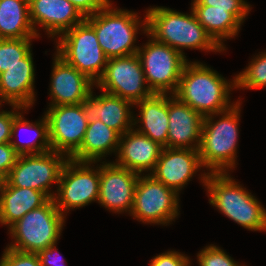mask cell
Instances as JSON below:
<instances>
[{
  "mask_svg": "<svg viewBox=\"0 0 266 266\" xmlns=\"http://www.w3.org/2000/svg\"><path fill=\"white\" fill-rule=\"evenodd\" d=\"M236 89L235 77L227 80L216 70L199 61H188L182 71L176 92L179 101L189 105L203 117L229 110L230 94Z\"/></svg>",
  "mask_w": 266,
  "mask_h": 266,
  "instance_id": "obj_1",
  "label": "cell"
},
{
  "mask_svg": "<svg viewBox=\"0 0 266 266\" xmlns=\"http://www.w3.org/2000/svg\"><path fill=\"white\" fill-rule=\"evenodd\" d=\"M203 171L199 180L207 190L210 205L247 230L266 231V208L258 198L235 181L230 172Z\"/></svg>",
  "mask_w": 266,
  "mask_h": 266,
  "instance_id": "obj_2",
  "label": "cell"
},
{
  "mask_svg": "<svg viewBox=\"0 0 266 266\" xmlns=\"http://www.w3.org/2000/svg\"><path fill=\"white\" fill-rule=\"evenodd\" d=\"M146 15L147 33L184 56V48L215 53L225 51L198 22L192 9L189 14L169 7L154 6L146 9Z\"/></svg>",
  "mask_w": 266,
  "mask_h": 266,
  "instance_id": "obj_3",
  "label": "cell"
},
{
  "mask_svg": "<svg viewBox=\"0 0 266 266\" xmlns=\"http://www.w3.org/2000/svg\"><path fill=\"white\" fill-rule=\"evenodd\" d=\"M240 101L238 99L225 112L204 117L198 153L208 173L235 170L242 105Z\"/></svg>",
  "mask_w": 266,
  "mask_h": 266,
  "instance_id": "obj_4",
  "label": "cell"
},
{
  "mask_svg": "<svg viewBox=\"0 0 266 266\" xmlns=\"http://www.w3.org/2000/svg\"><path fill=\"white\" fill-rule=\"evenodd\" d=\"M112 4L110 0L101 10L85 17V21L94 29L108 59L136 54L140 47L135 45L137 34L140 30L147 33L146 12L141 20L138 12L115 8Z\"/></svg>",
  "mask_w": 266,
  "mask_h": 266,
  "instance_id": "obj_5",
  "label": "cell"
},
{
  "mask_svg": "<svg viewBox=\"0 0 266 266\" xmlns=\"http://www.w3.org/2000/svg\"><path fill=\"white\" fill-rule=\"evenodd\" d=\"M65 220L54 199H49L8 229L12 242L7 247L20 252L38 253L60 240Z\"/></svg>",
  "mask_w": 266,
  "mask_h": 266,
  "instance_id": "obj_6",
  "label": "cell"
},
{
  "mask_svg": "<svg viewBox=\"0 0 266 266\" xmlns=\"http://www.w3.org/2000/svg\"><path fill=\"white\" fill-rule=\"evenodd\" d=\"M55 44V52L60 57L97 83L108 58L100 47L94 29L85 20L62 33Z\"/></svg>",
  "mask_w": 266,
  "mask_h": 266,
  "instance_id": "obj_7",
  "label": "cell"
},
{
  "mask_svg": "<svg viewBox=\"0 0 266 266\" xmlns=\"http://www.w3.org/2000/svg\"><path fill=\"white\" fill-rule=\"evenodd\" d=\"M94 164L97 162H78L70 158L65 162L53 198L65 217L70 210L98 202L100 165Z\"/></svg>",
  "mask_w": 266,
  "mask_h": 266,
  "instance_id": "obj_8",
  "label": "cell"
},
{
  "mask_svg": "<svg viewBox=\"0 0 266 266\" xmlns=\"http://www.w3.org/2000/svg\"><path fill=\"white\" fill-rule=\"evenodd\" d=\"M179 194L156 180L151 174H140L130 216L144 224H172L180 215Z\"/></svg>",
  "mask_w": 266,
  "mask_h": 266,
  "instance_id": "obj_9",
  "label": "cell"
},
{
  "mask_svg": "<svg viewBox=\"0 0 266 266\" xmlns=\"http://www.w3.org/2000/svg\"><path fill=\"white\" fill-rule=\"evenodd\" d=\"M146 36L149 40L143 47H139L137 54L147 85L153 93L173 95L189 60L174 48L156 41L148 33Z\"/></svg>",
  "mask_w": 266,
  "mask_h": 266,
  "instance_id": "obj_10",
  "label": "cell"
},
{
  "mask_svg": "<svg viewBox=\"0 0 266 266\" xmlns=\"http://www.w3.org/2000/svg\"><path fill=\"white\" fill-rule=\"evenodd\" d=\"M68 159L65 154L54 150L19 155L7 176V182L13 187L42 191L53 199L56 190L51 188L53 183L58 186L61 170Z\"/></svg>",
  "mask_w": 266,
  "mask_h": 266,
  "instance_id": "obj_11",
  "label": "cell"
},
{
  "mask_svg": "<svg viewBox=\"0 0 266 266\" xmlns=\"http://www.w3.org/2000/svg\"><path fill=\"white\" fill-rule=\"evenodd\" d=\"M96 87L100 91L130 101L133 105L154 94L147 85L137 53L109 58Z\"/></svg>",
  "mask_w": 266,
  "mask_h": 266,
  "instance_id": "obj_12",
  "label": "cell"
},
{
  "mask_svg": "<svg viewBox=\"0 0 266 266\" xmlns=\"http://www.w3.org/2000/svg\"><path fill=\"white\" fill-rule=\"evenodd\" d=\"M47 108L44 115L48 120L51 149L70 158L81 147L89 123L82 103Z\"/></svg>",
  "mask_w": 266,
  "mask_h": 266,
  "instance_id": "obj_13",
  "label": "cell"
},
{
  "mask_svg": "<svg viewBox=\"0 0 266 266\" xmlns=\"http://www.w3.org/2000/svg\"><path fill=\"white\" fill-rule=\"evenodd\" d=\"M98 202L110 212L131 213L138 173L116 165L113 161L100 162Z\"/></svg>",
  "mask_w": 266,
  "mask_h": 266,
  "instance_id": "obj_14",
  "label": "cell"
},
{
  "mask_svg": "<svg viewBox=\"0 0 266 266\" xmlns=\"http://www.w3.org/2000/svg\"><path fill=\"white\" fill-rule=\"evenodd\" d=\"M50 78L49 106L81 104L92 92L95 83L68 64L56 52Z\"/></svg>",
  "mask_w": 266,
  "mask_h": 266,
  "instance_id": "obj_15",
  "label": "cell"
},
{
  "mask_svg": "<svg viewBox=\"0 0 266 266\" xmlns=\"http://www.w3.org/2000/svg\"><path fill=\"white\" fill-rule=\"evenodd\" d=\"M202 168L198 150L164 147L150 174L180 194Z\"/></svg>",
  "mask_w": 266,
  "mask_h": 266,
  "instance_id": "obj_16",
  "label": "cell"
},
{
  "mask_svg": "<svg viewBox=\"0 0 266 266\" xmlns=\"http://www.w3.org/2000/svg\"><path fill=\"white\" fill-rule=\"evenodd\" d=\"M29 12L36 35H41L36 27L40 25L46 30L45 34L55 40L85 20L80 11L68 0H29Z\"/></svg>",
  "mask_w": 266,
  "mask_h": 266,
  "instance_id": "obj_17",
  "label": "cell"
},
{
  "mask_svg": "<svg viewBox=\"0 0 266 266\" xmlns=\"http://www.w3.org/2000/svg\"><path fill=\"white\" fill-rule=\"evenodd\" d=\"M168 148L198 150L204 117L168 94Z\"/></svg>",
  "mask_w": 266,
  "mask_h": 266,
  "instance_id": "obj_18",
  "label": "cell"
},
{
  "mask_svg": "<svg viewBox=\"0 0 266 266\" xmlns=\"http://www.w3.org/2000/svg\"><path fill=\"white\" fill-rule=\"evenodd\" d=\"M32 50L21 59V63L0 73V105L6 103L22 108L33 107L36 101L35 65Z\"/></svg>",
  "mask_w": 266,
  "mask_h": 266,
  "instance_id": "obj_19",
  "label": "cell"
},
{
  "mask_svg": "<svg viewBox=\"0 0 266 266\" xmlns=\"http://www.w3.org/2000/svg\"><path fill=\"white\" fill-rule=\"evenodd\" d=\"M163 148L133 127L120 136L117 158L113 162L138 174H150Z\"/></svg>",
  "mask_w": 266,
  "mask_h": 266,
  "instance_id": "obj_20",
  "label": "cell"
},
{
  "mask_svg": "<svg viewBox=\"0 0 266 266\" xmlns=\"http://www.w3.org/2000/svg\"><path fill=\"white\" fill-rule=\"evenodd\" d=\"M91 94L82 102V109L88 121L99 119L120 136L133 128L134 105L123 98L105 93Z\"/></svg>",
  "mask_w": 266,
  "mask_h": 266,
  "instance_id": "obj_21",
  "label": "cell"
},
{
  "mask_svg": "<svg viewBox=\"0 0 266 266\" xmlns=\"http://www.w3.org/2000/svg\"><path fill=\"white\" fill-rule=\"evenodd\" d=\"M134 106L136 108L138 106L139 114L137 117L134 114L133 127L162 147H167L168 94L154 93L135 103Z\"/></svg>",
  "mask_w": 266,
  "mask_h": 266,
  "instance_id": "obj_22",
  "label": "cell"
},
{
  "mask_svg": "<svg viewBox=\"0 0 266 266\" xmlns=\"http://www.w3.org/2000/svg\"><path fill=\"white\" fill-rule=\"evenodd\" d=\"M120 135L99 119L90 121L81 147L70 157L78 162H101L111 153L117 154Z\"/></svg>",
  "mask_w": 266,
  "mask_h": 266,
  "instance_id": "obj_23",
  "label": "cell"
},
{
  "mask_svg": "<svg viewBox=\"0 0 266 266\" xmlns=\"http://www.w3.org/2000/svg\"><path fill=\"white\" fill-rule=\"evenodd\" d=\"M49 199L42 191L13 187L7 182L0 195V224L9 229L26 213L44 205Z\"/></svg>",
  "mask_w": 266,
  "mask_h": 266,
  "instance_id": "obj_24",
  "label": "cell"
},
{
  "mask_svg": "<svg viewBox=\"0 0 266 266\" xmlns=\"http://www.w3.org/2000/svg\"><path fill=\"white\" fill-rule=\"evenodd\" d=\"M191 9L206 32L226 51L224 41L238 36L243 24L232 13L214 6L191 5Z\"/></svg>",
  "mask_w": 266,
  "mask_h": 266,
  "instance_id": "obj_25",
  "label": "cell"
},
{
  "mask_svg": "<svg viewBox=\"0 0 266 266\" xmlns=\"http://www.w3.org/2000/svg\"><path fill=\"white\" fill-rule=\"evenodd\" d=\"M39 38L30 20L29 0H0V39Z\"/></svg>",
  "mask_w": 266,
  "mask_h": 266,
  "instance_id": "obj_26",
  "label": "cell"
},
{
  "mask_svg": "<svg viewBox=\"0 0 266 266\" xmlns=\"http://www.w3.org/2000/svg\"><path fill=\"white\" fill-rule=\"evenodd\" d=\"M26 110H29V108H23L13 119L11 145L19 155L40 154L52 150L49 142L48 120L46 116H42V119L35 121V123L30 122L24 119L23 114L27 112ZM23 128L33 132L31 133V135L33 134L32 141L29 140L25 143L22 141L23 143H21L19 140H14L17 137V132Z\"/></svg>",
  "mask_w": 266,
  "mask_h": 266,
  "instance_id": "obj_27",
  "label": "cell"
},
{
  "mask_svg": "<svg viewBox=\"0 0 266 266\" xmlns=\"http://www.w3.org/2000/svg\"><path fill=\"white\" fill-rule=\"evenodd\" d=\"M256 56V57H255ZM244 70V71H243ZM235 74L236 89H262L266 87V51L254 55L248 66Z\"/></svg>",
  "mask_w": 266,
  "mask_h": 266,
  "instance_id": "obj_28",
  "label": "cell"
},
{
  "mask_svg": "<svg viewBox=\"0 0 266 266\" xmlns=\"http://www.w3.org/2000/svg\"><path fill=\"white\" fill-rule=\"evenodd\" d=\"M33 39L37 38L0 39V73L21 63V59L32 50Z\"/></svg>",
  "mask_w": 266,
  "mask_h": 266,
  "instance_id": "obj_29",
  "label": "cell"
},
{
  "mask_svg": "<svg viewBox=\"0 0 266 266\" xmlns=\"http://www.w3.org/2000/svg\"><path fill=\"white\" fill-rule=\"evenodd\" d=\"M199 266H246L241 265L217 245L205 246L197 253Z\"/></svg>",
  "mask_w": 266,
  "mask_h": 266,
  "instance_id": "obj_30",
  "label": "cell"
},
{
  "mask_svg": "<svg viewBox=\"0 0 266 266\" xmlns=\"http://www.w3.org/2000/svg\"><path fill=\"white\" fill-rule=\"evenodd\" d=\"M191 5L214 6V9L232 13L242 24L252 9L246 0H193Z\"/></svg>",
  "mask_w": 266,
  "mask_h": 266,
  "instance_id": "obj_31",
  "label": "cell"
},
{
  "mask_svg": "<svg viewBox=\"0 0 266 266\" xmlns=\"http://www.w3.org/2000/svg\"><path fill=\"white\" fill-rule=\"evenodd\" d=\"M3 266H41L37 253L20 252L6 247L0 259Z\"/></svg>",
  "mask_w": 266,
  "mask_h": 266,
  "instance_id": "obj_32",
  "label": "cell"
},
{
  "mask_svg": "<svg viewBox=\"0 0 266 266\" xmlns=\"http://www.w3.org/2000/svg\"><path fill=\"white\" fill-rule=\"evenodd\" d=\"M190 257L184 253L168 250L156 255L150 260L149 266H190Z\"/></svg>",
  "mask_w": 266,
  "mask_h": 266,
  "instance_id": "obj_33",
  "label": "cell"
},
{
  "mask_svg": "<svg viewBox=\"0 0 266 266\" xmlns=\"http://www.w3.org/2000/svg\"><path fill=\"white\" fill-rule=\"evenodd\" d=\"M1 107L2 105H0ZM10 107L12 108L10 111L0 109V144L10 142L13 119L23 109L16 105H10Z\"/></svg>",
  "mask_w": 266,
  "mask_h": 266,
  "instance_id": "obj_34",
  "label": "cell"
},
{
  "mask_svg": "<svg viewBox=\"0 0 266 266\" xmlns=\"http://www.w3.org/2000/svg\"><path fill=\"white\" fill-rule=\"evenodd\" d=\"M18 156L19 154L15 151L10 142L0 144V172L8 176Z\"/></svg>",
  "mask_w": 266,
  "mask_h": 266,
  "instance_id": "obj_35",
  "label": "cell"
},
{
  "mask_svg": "<svg viewBox=\"0 0 266 266\" xmlns=\"http://www.w3.org/2000/svg\"><path fill=\"white\" fill-rule=\"evenodd\" d=\"M57 244L50 245L37 253L41 266H66L64 257L60 256L61 254L56 248Z\"/></svg>",
  "mask_w": 266,
  "mask_h": 266,
  "instance_id": "obj_36",
  "label": "cell"
},
{
  "mask_svg": "<svg viewBox=\"0 0 266 266\" xmlns=\"http://www.w3.org/2000/svg\"><path fill=\"white\" fill-rule=\"evenodd\" d=\"M84 16H90L101 10L110 0H68Z\"/></svg>",
  "mask_w": 266,
  "mask_h": 266,
  "instance_id": "obj_37",
  "label": "cell"
},
{
  "mask_svg": "<svg viewBox=\"0 0 266 266\" xmlns=\"http://www.w3.org/2000/svg\"><path fill=\"white\" fill-rule=\"evenodd\" d=\"M7 185V175L3 172H0V195L5 190Z\"/></svg>",
  "mask_w": 266,
  "mask_h": 266,
  "instance_id": "obj_38",
  "label": "cell"
}]
</instances>
